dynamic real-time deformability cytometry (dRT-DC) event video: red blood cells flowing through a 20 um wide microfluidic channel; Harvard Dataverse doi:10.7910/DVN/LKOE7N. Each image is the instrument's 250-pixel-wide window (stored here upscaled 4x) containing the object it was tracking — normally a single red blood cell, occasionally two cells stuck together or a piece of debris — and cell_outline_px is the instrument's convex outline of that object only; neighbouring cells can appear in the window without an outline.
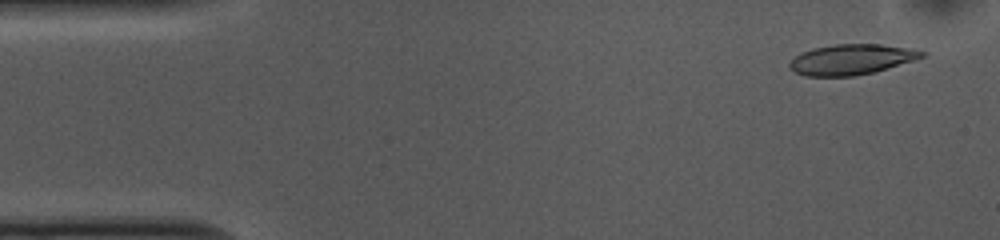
{"species": "common noctule bat (a hibernating species)", "species_latin": "Nyctalus noctula", "temperature_condition": "cold", "stored_images_in_passage": 14, "camera_frame_rate_fps": 3000, "um_per_image_px": 0.085, "animal": {"sex": "female", "body_mass_g": 10.0, "forearm_length_mm": 53.1}, "frame": {"image": 1, "passage_image": 3, "time_ms": 0.667, "image_size_px": [1000, 240], "cell_outline_px": [[928, 52], [924, 56], [916, 60], [872, 72], [852, 76], [804, 76], [788, 68], [788, 64], [796, 56], [812, 48], [836, 44], [880, 44], [916, 48]], "centroid_in_image_um": [72.42, 5.04], "position_along_channel_um": 12.6, "area_um2": 23.52}}
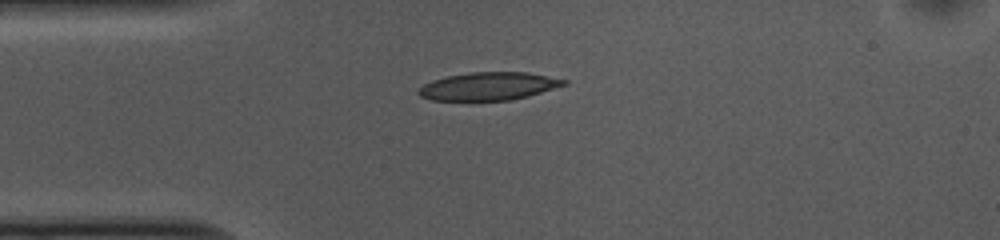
{"frame": {"image": 2, "passage_image": 12, "time_ms": 3.667, "image_size_px": [1000, 240], "cell_outline_px": [[568, 84], [528, 96], [512, 100], [432, 100], [420, 96], [416, 92], [424, 84], [432, 80], [448, 76], [472, 72], [528, 72], [568, 80]], "centroid_in_image_um": [41.55, 7.33], "position_along_channel_um": 43.5, "area_um2": 23.58}}